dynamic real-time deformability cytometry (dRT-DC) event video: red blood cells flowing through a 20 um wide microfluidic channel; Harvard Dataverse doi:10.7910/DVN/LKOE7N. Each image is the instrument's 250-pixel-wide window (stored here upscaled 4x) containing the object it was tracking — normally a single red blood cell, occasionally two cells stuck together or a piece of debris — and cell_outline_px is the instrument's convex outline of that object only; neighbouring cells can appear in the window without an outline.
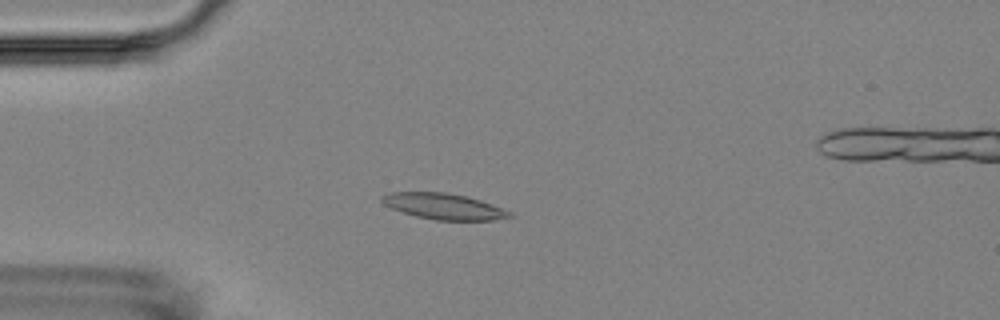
{"species": "Egyptian fruit bat (a non-hibernating species)", "species_latin": "Rousettus aegyptiacus", "temperature_condition": "room temperature", "stored_images_in_passage": 11, "camera_frame_rate_fps": 3000, "um_per_image_px": 0.085, "animal": {"sex": "female"}, "frame": {"image": 1, "passage_image": 2, "time_ms": 1.333, "image_size_px": [1000, 320], "cell_outline_px": [[512, 216], [496, 220], [436, 220], [416, 216], [392, 208], [384, 204], [380, 200], [380, 196], [388, 192], [444, 192], [468, 196], [492, 204], [512, 212]], "centroid_in_image_um": [37.71, 17.53], "position_along_channel_um": 47.3, "area_um2": 19.31}}
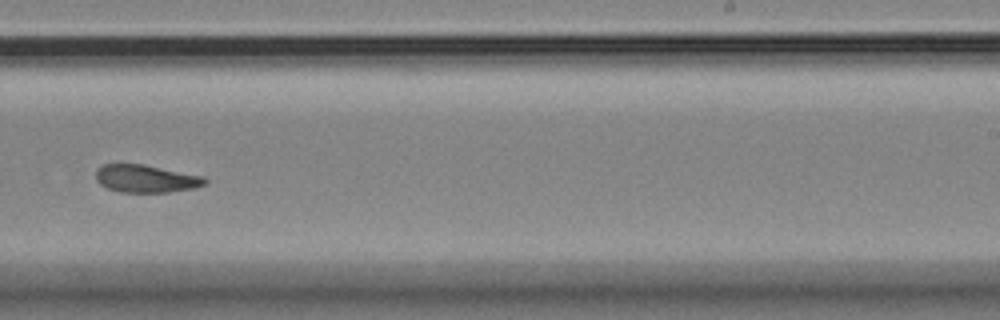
{"frame": {"image": 2, "passage_image": 8, "time_ms": 8.333, "image_size_px": [1000, 320], "cell_outline_px": [[208, 184], [196, 188], [168, 192], [120, 192], [108, 188], [100, 184], [96, 180], [96, 168], [104, 164], [144, 164], [204, 176], [208, 180]], "centroid_in_image_um": [12.44, 15.18], "position_along_channel_um": 276.6, "area_um2": 17.8}}
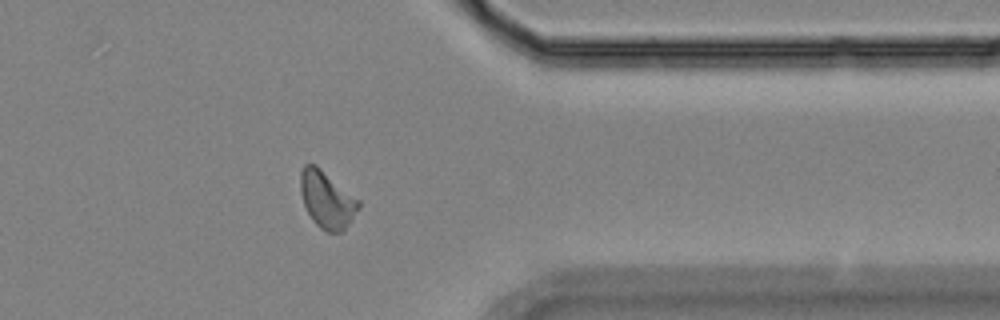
{"frame": {"image": 3, "passage_image": 11, "time_ms": 11.667, "image_size_px": [1000, 320], "cell_outline_px": [[360, 208], [344, 232], [328, 232], [320, 228], [312, 220], [304, 204], [300, 192], [300, 172], [304, 164], [316, 164], [360, 200]], "centroid_in_image_um": [27.8, 16.97], "position_along_channel_um": 383.6, "area_um2": 19.54}, "authors_computed_cell_mechanics": {"area_um2": 18.2648, "velocity_mm_per_s": 3.5062, "shape_relaxation_time_tau1_ms": null, "shape_relaxation_time_tau2_ms": 6.7311, "deformation_change_tau1": null, "deformation_change_tau2": 0.1071}}